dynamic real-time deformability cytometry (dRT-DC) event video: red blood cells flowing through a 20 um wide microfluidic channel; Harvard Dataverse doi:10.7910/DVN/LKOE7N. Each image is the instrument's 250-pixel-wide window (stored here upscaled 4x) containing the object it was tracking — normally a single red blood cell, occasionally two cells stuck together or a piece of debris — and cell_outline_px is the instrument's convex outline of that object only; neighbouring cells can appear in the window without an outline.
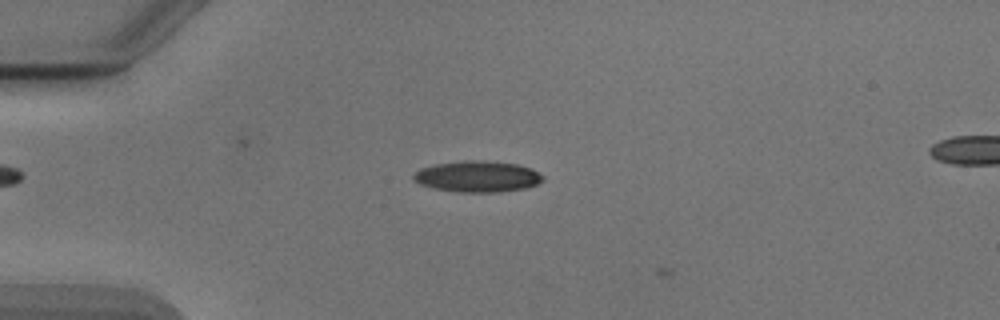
{"species": "Egyptian fruit bat (a non-hibernating species)", "species_latin": "Rousettus aegyptiacus", "temperature_condition": "cold", "stored_images_in_passage": 4, "camera_frame_rate_fps": 3000, "um_per_image_px": 0.085, "animal": {"sex": "male"}, "frame": {"image": 1, "passage_image": 3, "time_ms": 0.667, "image_size_px": [1000, 320], "cell_outline_px": [[544, 180], [536, 184], [524, 188], [500, 192], [460, 192], [432, 188], [420, 184], [412, 180], [412, 176], [420, 168], [436, 164], [464, 160], [484, 160], [516, 164], [532, 168], [544, 176]], "centroid_in_image_um": [40.58, 15.0], "position_along_channel_um": 44.4, "area_um2": 23.58}}